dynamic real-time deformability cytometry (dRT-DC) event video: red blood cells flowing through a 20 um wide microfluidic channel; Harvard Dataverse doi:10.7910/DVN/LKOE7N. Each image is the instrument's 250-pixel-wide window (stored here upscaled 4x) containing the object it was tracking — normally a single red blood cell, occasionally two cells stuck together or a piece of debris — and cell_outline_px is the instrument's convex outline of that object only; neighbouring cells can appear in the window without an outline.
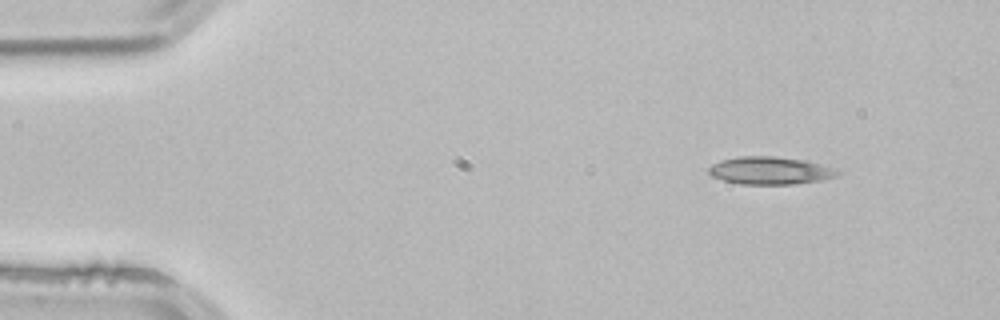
{"species": "common noctule bat (a hibernating species)", "species_latin": "Nyctalus noctula", "temperature_condition": "room temperature", "stored_images_in_passage": 3, "camera_frame_rate_fps": 3000, "um_per_image_px": 0.085, "animal": {"sex": "male", "body_mass_g": 21.5, "forearm_length_mm": 52.0}, "frame": {"image": 1, "passage_image": 2, "time_ms": 0.333, "image_size_px": [1000, 320], "cell_outline_px": [[844, 172], [840, 176], [820, 180], [796, 184], [740, 184], [724, 180], [712, 176], [708, 172], [708, 168], [712, 164], [720, 160], [740, 156], [772, 156], [804, 160], [820, 164]], "centroid_in_image_um": [65.48, 14.5], "position_along_channel_um": 19.5, "area_um2": 20.81}}